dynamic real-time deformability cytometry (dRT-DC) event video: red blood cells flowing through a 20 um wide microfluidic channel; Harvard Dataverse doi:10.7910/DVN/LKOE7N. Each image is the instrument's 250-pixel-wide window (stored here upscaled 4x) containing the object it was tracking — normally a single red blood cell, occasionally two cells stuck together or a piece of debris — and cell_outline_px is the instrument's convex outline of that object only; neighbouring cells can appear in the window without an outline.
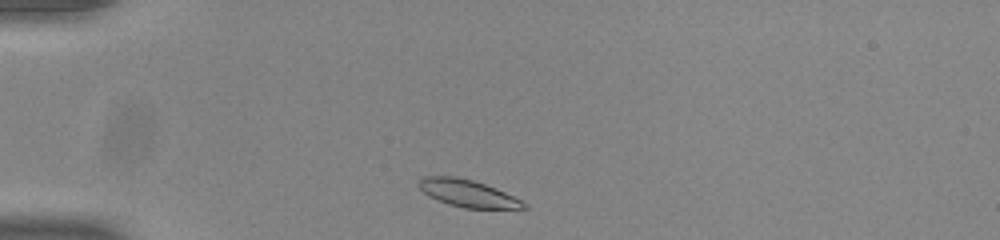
{"species": "common noctule bat (a hibernating species)", "species_latin": "Nyctalus noctula", "temperature_condition": "room temperature", "stored_images_in_passage": 41, "camera_frame_rate_fps": 3000, "um_per_image_px": 0.085, "animal": {"sex": "male", "body_mass_g": 20.0, "forearm_length_mm": 53.3}, "frame": {"image": 1, "passage_image": 2, "time_ms": 0.333, "image_size_px": [1000, 240], "cell_outline_px": [[528, 208], [464, 208], [448, 204], [428, 196], [416, 184], [424, 176], [452, 176], [472, 180], [496, 188], [528, 204]], "centroid_in_image_um": [39.73, 16.43], "position_along_channel_um": 45.3, "area_um2": 16.42}}
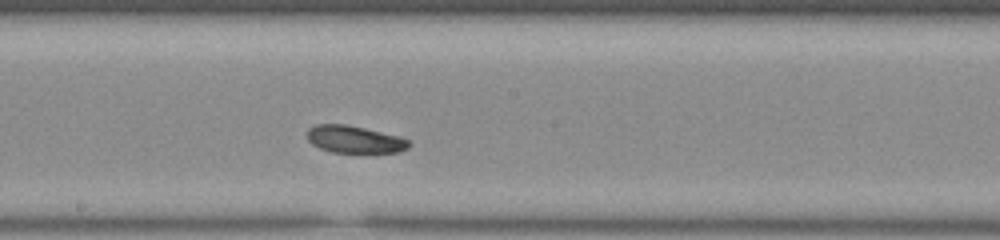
{"frame": {"image": 2, "passage_image": 18, "time_ms": 5.667, "image_size_px": [1000, 240], "cell_outline_px": [[412, 144], [408, 148], [400, 152], [332, 152], [320, 148], [312, 144], [308, 140], [308, 128], [316, 124], [348, 124], [400, 136], [408, 140]], "centroid_in_image_um": [30.16, 11.84], "position_along_channel_um": 218.0, "area_um2": 16.24}}
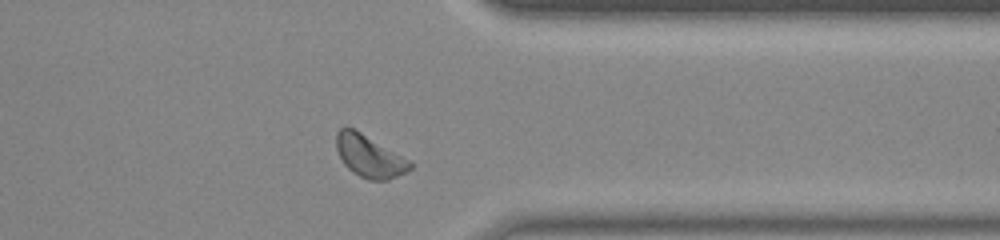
{"frame": {"image": 3, "passage_image": 31, "time_ms": 10.0, "image_size_px": [1000, 240], "cell_outline_px": [[412, 168], [388, 180], [368, 180], [352, 172], [344, 164], [336, 148], [336, 132], [344, 124], [360, 132], [408, 160], [412, 164]], "centroid_in_image_um": [31.34, 13.27], "position_along_channel_um": 380.1, "area_um2": 17.74}, "authors_computed_cell_mechanics": {"area_um2": 17.2244, "velocity_mm_per_s": 3.8333, "shape_relaxation_time_tau1_ms": 3.1357, "shape_relaxation_time_tau2_ms": null, "deformation_change_tau1": 0.1049, "deformation_change_tau2": null}}